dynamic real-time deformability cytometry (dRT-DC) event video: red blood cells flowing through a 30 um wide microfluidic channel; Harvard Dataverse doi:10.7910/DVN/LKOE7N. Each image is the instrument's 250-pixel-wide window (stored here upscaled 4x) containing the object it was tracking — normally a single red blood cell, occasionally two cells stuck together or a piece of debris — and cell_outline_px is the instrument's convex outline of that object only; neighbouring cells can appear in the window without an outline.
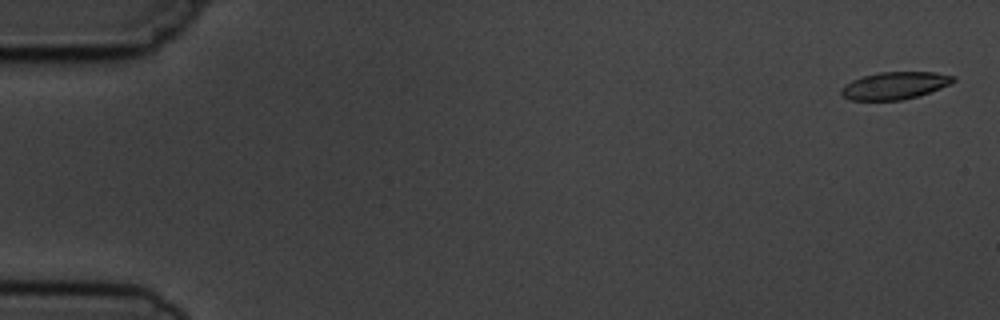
{"species": "common noctule bat (a hibernating species)", "species_latin": "Nyctalus noctula", "temperature_condition": "cold", "stored_images_in_passage": 7, "camera_frame_rate_fps": 3000, "um_per_image_px": 0.085, "animal": {"sex": "male", "body_mass_g": 19.5, "forearm_length_mm": 54.6}, "frame": {"image": 1, "passage_image": 1, "time_ms": 0.0, "image_size_px": [1000, 320], "cell_outline_px": [[956, 80], [940, 88], [920, 96], [900, 100], [852, 100], [844, 96], [840, 92], [840, 88], [844, 84], [852, 80], [864, 76], [880, 72], [936, 72], [956, 76]], "centroid_in_image_um": [76.06, 7.27], "position_along_channel_um": 8.9, "area_um2": 17.86}}
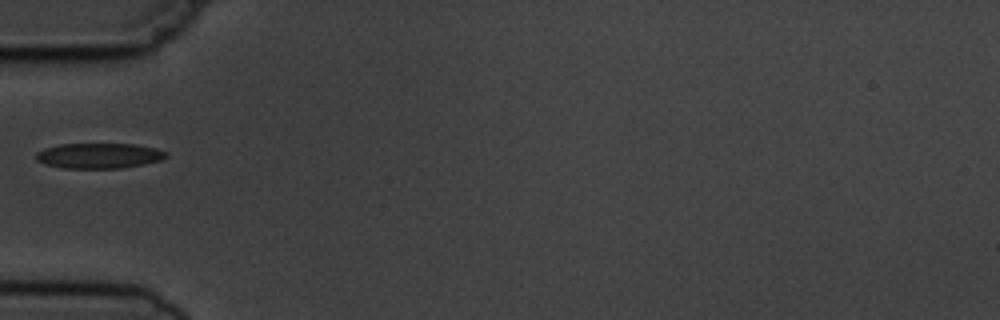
{"frame": {"image": 2, "passage_image": 6, "time_ms": 5.667, "image_size_px": [1000, 320], "cell_outline_px": [[168, 156], [160, 160], [144, 164], [120, 168], [64, 168], [44, 164], [36, 160], [36, 152], [44, 148], [60, 144], [136, 144], [156, 148], [168, 152]], "centroid_in_image_um": [8.41, 13.23], "position_along_channel_um": 76.6, "area_um2": 19.25}}
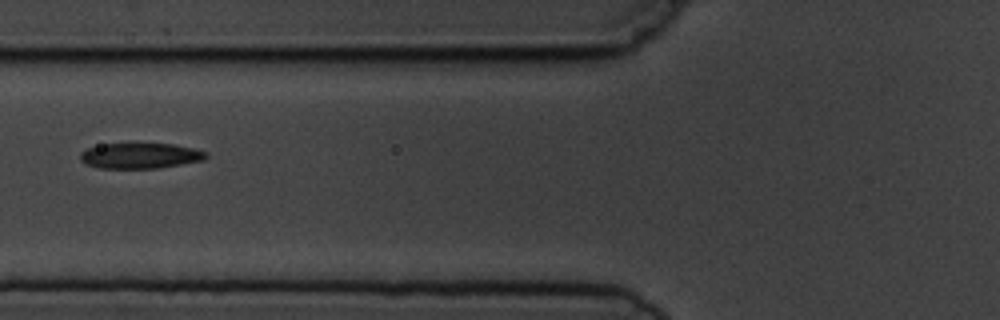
{"frame": {"image": 3, "passage_image": 7, "time_ms": 6.667, "image_size_px": [1000, 320], "cell_outline_px": [[208, 156], [204, 160], [160, 168], [100, 168], [84, 164], [80, 160], [80, 152], [88, 148], [100, 144], [172, 144], [192, 148], [208, 152]], "centroid_in_image_um": [11.91, 13.24], "position_along_channel_um": 113.9, "area_um2": 18.73}}